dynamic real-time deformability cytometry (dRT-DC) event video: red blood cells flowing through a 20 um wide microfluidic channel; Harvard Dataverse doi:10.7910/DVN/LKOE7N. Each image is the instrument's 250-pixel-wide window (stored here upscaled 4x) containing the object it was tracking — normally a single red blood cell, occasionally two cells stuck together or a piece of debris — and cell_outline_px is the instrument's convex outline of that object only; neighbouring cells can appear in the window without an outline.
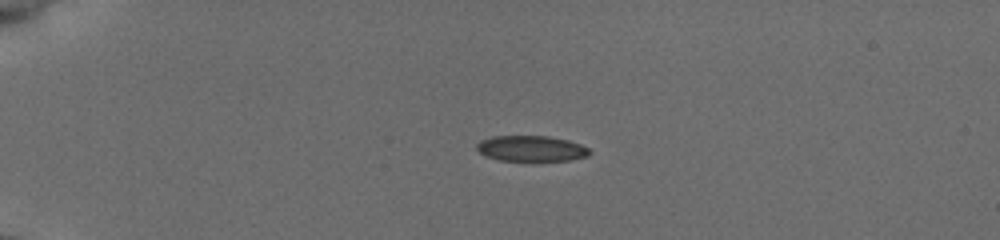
{"species": "common noctule bat (a hibernating species)", "species_latin": "Nyctalus noctula", "temperature_condition": "cold", "stored_images_in_passage": 41, "camera_frame_rate_fps": 3000, "um_per_image_px": 0.085, "animal": {"sex": "female", "body_mass_g": 19.5, "forearm_length_mm": 54.1}, "frame": {"image": 1, "passage_image": 1, "time_ms": 0.0, "image_size_px": [1000, 240], "cell_outline_px": [[592, 152], [588, 156], [572, 160], [500, 160], [484, 156], [476, 148], [476, 144], [480, 140], [492, 136], [548, 136], [568, 140], [580, 144], [588, 148]], "centroid_in_image_um": [45.15, 12.62], "position_along_channel_um": 39.9, "area_um2": 16.88}}
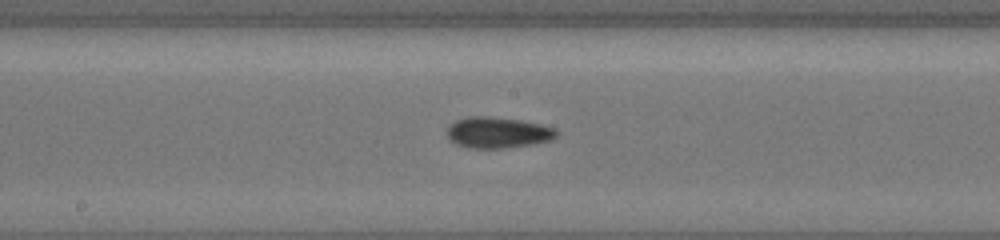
{"frame": {"image": 2, "passage_image": 18, "time_ms": 5.667, "image_size_px": [1000, 240], "cell_outline_px": [[556, 136], [552, 140], [532, 144], [504, 148], [468, 148], [456, 144], [448, 136], [448, 128], [456, 120], [468, 116], [488, 116], [520, 120], [540, 124], [556, 128]], "centroid_in_image_um": [42.32, 11.26], "position_along_channel_um": 205.9, "area_um2": 19.65}}
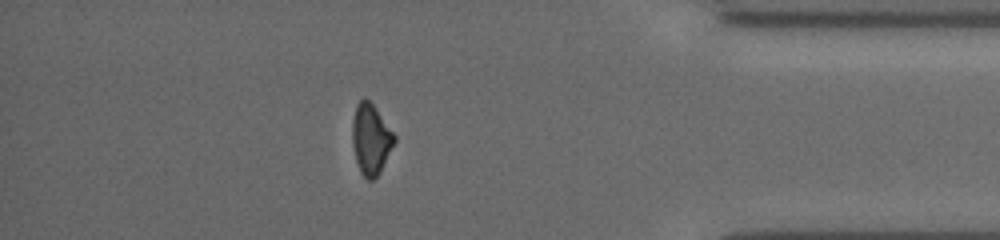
{"frame": {"image": 3, "passage_image": 35, "time_ms": 11.333, "image_size_px": [1000, 240], "cell_outline_px": [[396, 140], [380, 172], [372, 180], [368, 180], [360, 172], [356, 160], [352, 144], [352, 120], [356, 104], [364, 96], [372, 104], [396, 136]], "centroid_in_image_um": [31.5, 11.82], "position_along_channel_um": 403.7, "area_um2": 17.17}, "authors_computed_cell_mechanics": {"area_um2": 18.207, "velocity_mm_per_s": 3.9399, "shape_relaxation_time_tau1_ms": 9.4988, "shape_relaxation_time_tau2_ms": null, "deformation_change_tau1": 0.1481, "deformation_change_tau2": null}}